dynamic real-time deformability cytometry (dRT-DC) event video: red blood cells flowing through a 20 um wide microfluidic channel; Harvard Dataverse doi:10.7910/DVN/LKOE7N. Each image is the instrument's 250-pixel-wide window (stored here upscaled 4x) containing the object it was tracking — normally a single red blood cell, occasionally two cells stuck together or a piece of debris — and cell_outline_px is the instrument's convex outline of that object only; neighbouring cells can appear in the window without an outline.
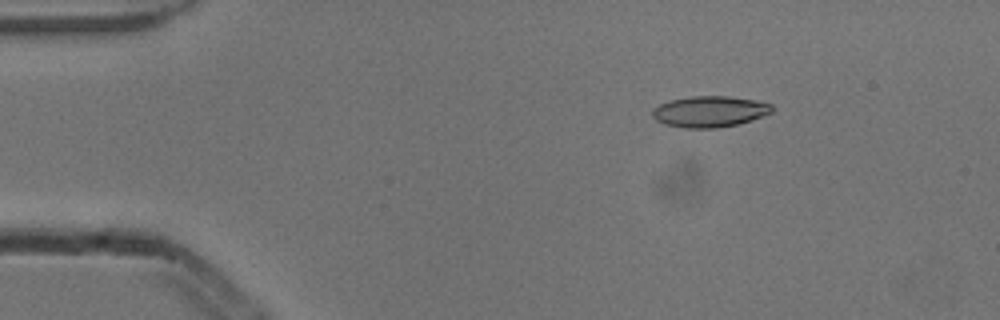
{"species": "common noctule bat (a hibernating species)", "species_latin": "Nyctalus noctula", "temperature_condition": "cold", "stored_images_in_passage": 5, "camera_frame_rate_fps": 3000, "um_per_image_px": 0.085, "animal": {"sex": "male", "body_mass_g": 13.3}, "frame": {"image": 1, "passage_image": 2, "time_ms": 0.333, "image_size_px": [1000, 320], "cell_outline_px": [[776, 108], [772, 112], [764, 116], [740, 124], [716, 128], [684, 128], [664, 124], [656, 120], [652, 116], [652, 112], [660, 104], [672, 100], [692, 96], [728, 96], [756, 100], [772, 104]], "centroid_in_image_um": [60.39, 9.49], "position_along_channel_um": 24.6, "area_um2": 21.79}}